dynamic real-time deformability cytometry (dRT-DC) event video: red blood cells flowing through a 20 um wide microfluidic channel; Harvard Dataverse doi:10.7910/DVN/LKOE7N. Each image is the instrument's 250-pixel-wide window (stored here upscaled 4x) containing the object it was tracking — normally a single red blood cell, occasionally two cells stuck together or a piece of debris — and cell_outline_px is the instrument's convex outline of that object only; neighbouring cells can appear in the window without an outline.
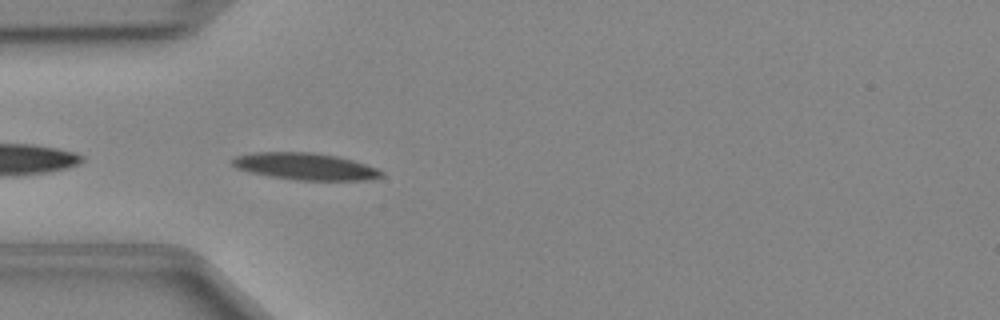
{"species": "Egyptian fruit bat (a non-hibernating species)", "species_latin": "Rousettus aegyptiacus", "temperature_condition": "cold", "stored_images_in_passage": 36, "camera_frame_rate_fps": 3000, "um_per_image_px": 0.085, "animal": {"sex": "female"}, "frame": {"image": 1, "passage_image": 2, "time_ms": 0.333, "image_size_px": [1000, 320], "cell_outline_px": [[384, 176], [368, 180], [296, 180], [268, 176], [248, 172], [236, 168], [232, 164], [232, 160], [236, 156], [252, 152], [312, 152], [336, 156], [352, 160], [376, 168], [384, 172]], "centroid_in_image_um": [25.92, 14.15], "position_along_channel_um": 59.1, "area_um2": 23.41}}
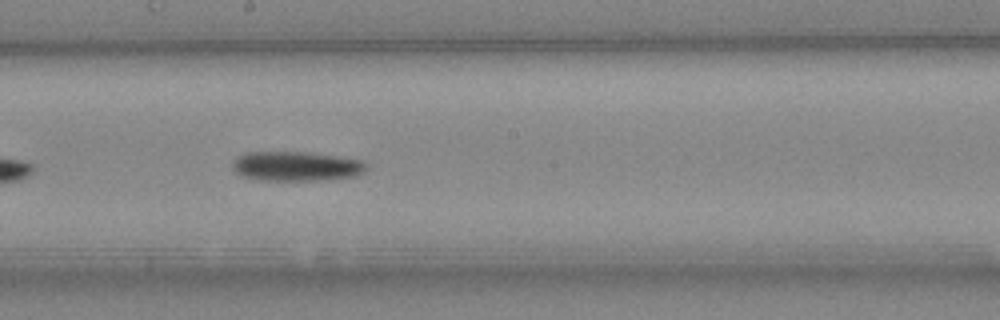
{"frame": {"image": 2, "passage_image": 14, "time_ms": 4.333, "image_size_px": [1000, 320], "cell_outline_px": [[368, 168], [364, 172], [352, 176], [328, 180], [260, 180], [240, 176], [232, 168], [232, 160], [244, 152], [308, 152], [360, 160], [368, 164]], "centroid_in_image_um": [25.14, 14.13], "position_along_channel_um": 223.1, "area_um2": 23.18}}
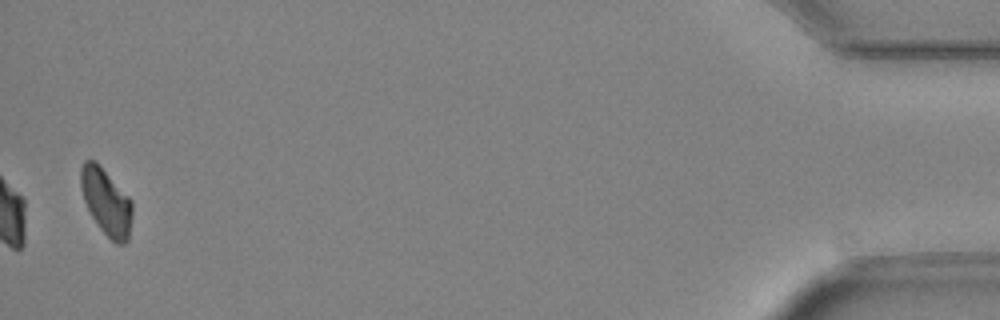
{"frame": {"image": 3, "passage_image": 35, "time_ms": 11.333, "image_size_px": [1000, 320], "cell_outline_px": [[132, 216], [128, 240], [124, 244], [116, 244], [100, 228], [92, 216], [84, 200], [80, 184], [80, 168], [84, 160], [96, 160], [132, 200]], "centroid_in_image_um": [9.03, 17.13], "position_along_channel_um": 426.2, "area_um2": 19.94}}